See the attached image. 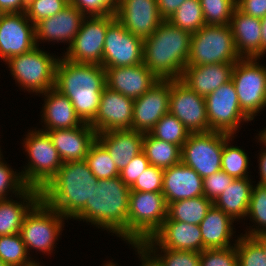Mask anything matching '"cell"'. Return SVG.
<instances>
[{"label": "cell", "instance_id": "obj_1", "mask_svg": "<svg viewBox=\"0 0 266 266\" xmlns=\"http://www.w3.org/2000/svg\"><path fill=\"white\" fill-rule=\"evenodd\" d=\"M105 87L106 72L101 65L58 60L55 89L70 99L83 122L95 118Z\"/></svg>", "mask_w": 266, "mask_h": 266}, {"label": "cell", "instance_id": "obj_2", "mask_svg": "<svg viewBox=\"0 0 266 266\" xmlns=\"http://www.w3.org/2000/svg\"><path fill=\"white\" fill-rule=\"evenodd\" d=\"M98 181L86 160L63 162L41 190V199L63 217L74 219L85 208Z\"/></svg>", "mask_w": 266, "mask_h": 266}, {"label": "cell", "instance_id": "obj_3", "mask_svg": "<svg viewBox=\"0 0 266 266\" xmlns=\"http://www.w3.org/2000/svg\"><path fill=\"white\" fill-rule=\"evenodd\" d=\"M191 35L164 20L143 41V64L159 80L180 79L188 61Z\"/></svg>", "mask_w": 266, "mask_h": 266}, {"label": "cell", "instance_id": "obj_4", "mask_svg": "<svg viewBox=\"0 0 266 266\" xmlns=\"http://www.w3.org/2000/svg\"><path fill=\"white\" fill-rule=\"evenodd\" d=\"M130 187L121 178L100 179L85 208L75 219L111 230L128 241Z\"/></svg>", "mask_w": 266, "mask_h": 266}, {"label": "cell", "instance_id": "obj_5", "mask_svg": "<svg viewBox=\"0 0 266 266\" xmlns=\"http://www.w3.org/2000/svg\"><path fill=\"white\" fill-rule=\"evenodd\" d=\"M240 59L230 25H204L191 35L186 66L236 63Z\"/></svg>", "mask_w": 266, "mask_h": 266}, {"label": "cell", "instance_id": "obj_6", "mask_svg": "<svg viewBox=\"0 0 266 266\" xmlns=\"http://www.w3.org/2000/svg\"><path fill=\"white\" fill-rule=\"evenodd\" d=\"M168 205L157 192L131 191L128 212V242L142 243L151 238L167 218Z\"/></svg>", "mask_w": 266, "mask_h": 266}, {"label": "cell", "instance_id": "obj_7", "mask_svg": "<svg viewBox=\"0 0 266 266\" xmlns=\"http://www.w3.org/2000/svg\"><path fill=\"white\" fill-rule=\"evenodd\" d=\"M28 134L24 141V147L31 162L25 171L21 172V175L28 187L42 190L57 174L63 161L48 132L35 130Z\"/></svg>", "mask_w": 266, "mask_h": 266}, {"label": "cell", "instance_id": "obj_8", "mask_svg": "<svg viewBox=\"0 0 266 266\" xmlns=\"http://www.w3.org/2000/svg\"><path fill=\"white\" fill-rule=\"evenodd\" d=\"M58 59L50 56L38 45L31 51L10 57L6 62L11 74L27 91L44 93L55 88L56 66Z\"/></svg>", "mask_w": 266, "mask_h": 266}, {"label": "cell", "instance_id": "obj_9", "mask_svg": "<svg viewBox=\"0 0 266 266\" xmlns=\"http://www.w3.org/2000/svg\"><path fill=\"white\" fill-rule=\"evenodd\" d=\"M257 60L241 58L231 75L240 108L250 120L266 106V67L259 66Z\"/></svg>", "mask_w": 266, "mask_h": 266}, {"label": "cell", "instance_id": "obj_10", "mask_svg": "<svg viewBox=\"0 0 266 266\" xmlns=\"http://www.w3.org/2000/svg\"><path fill=\"white\" fill-rule=\"evenodd\" d=\"M231 136L218 131L190 133L181 147V162L203 179L220 171L223 146Z\"/></svg>", "mask_w": 266, "mask_h": 266}, {"label": "cell", "instance_id": "obj_11", "mask_svg": "<svg viewBox=\"0 0 266 266\" xmlns=\"http://www.w3.org/2000/svg\"><path fill=\"white\" fill-rule=\"evenodd\" d=\"M64 217L42 199L26 214L19 234L28 249L51 252L60 235ZM30 247V248H29Z\"/></svg>", "mask_w": 266, "mask_h": 266}, {"label": "cell", "instance_id": "obj_12", "mask_svg": "<svg viewBox=\"0 0 266 266\" xmlns=\"http://www.w3.org/2000/svg\"><path fill=\"white\" fill-rule=\"evenodd\" d=\"M89 18L83 20L79 32L63 57L75 63L101 65L107 29L116 19L115 14Z\"/></svg>", "mask_w": 266, "mask_h": 266}, {"label": "cell", "instance_id": "obj_13", "mask_svg": "<svg viewBox=\"0 0 266 266\" xmlns=\"http://www.w3.org/2000/svg\"><path fill=\"white\" fill-rule=\"evenodd\" d=\"M210 131L233 136L241 121H251L241 110L232 80L205 97Z\"/></svg>", "mask_w": 266, "mask_h": 266}, {"label": "cell", "instance_id": "obj_14", "mask_svg": "<svg viewBox=\"0 0 266 266\" xmlns=\"http://www.w3.org/2000/svg\"><path fill=\"white\" fill-rule=\"evenodd\" d=\"M169 113L176 116L189 133L210 131L205 97L191 90L180 79L171 80Z\"/></svg>", "mask_w": 266, "mask_h": 266}, {"label": "cell", "instance_id": "obj_15", "mask_svg": "<svg viewBox=\"0 0 266 266\" xmlns=\"http://www.w3.org/2000/svg\"><path fill=\"white\" fill-rule=\"evenodd\" d=\"M143 41L115 19L107 29L101 66L126 67L143 63Z\"/></svg>", "mask_w": 266, "mask_h": 266}, {"label": "cell", "instance_id": "obj_16", "mask_svg": "<svg viewBox=\"0 0 266 266\" xmlns=\"http://www.w3.org/2000/svg\"><path fill=\"white\" fill-rule=\"evenodd\" d=\"M115 18L127 31L143 40L164 21L157 0H118Z\"/></svg>", "mask_w": 266, "mask_h": 266}, {"label": "cell", "instance_id": "obj_17", "mask_svg": "<svg viewBox=\"0 0 266 266\" xmlns=\"http://www.w3.org/2000/svg\"><path fill=\"white\" fill-rule=\"evenodd\" d=\"M29 22L31 21L25 12L2 15L0 19V57L5 62L12 56L27 53L36 47L35 26Z\"/></svg>", "mask_w": 266, "mask_h": 266}, {"label": "cell", "instance_id": "obj_18", "mask_svg": "<svg viewBox=\"0 0 266 266\" xmlns=\"http://www.w3.org/2000/svg\"><path fill=\"white\" fill-rule=\"evenodd\" d=\"M171 80H160L141 97L134 100L131 129L149 133L169 113Z\"/></svg>", "mask_w": 266, "mask_h": 266}, {"label": "cell", "instance_id": "obj_19", "mask_svg": "<svg viewBox=\"0 0 266 266\" xmlns=\"http://www.w3.org/2000/svg\"><path fill=\"white\" fill-rule=\"evenodd\" d=\"M142 244L152 254L156 253L154 249L156 245L164 249L203 251L200 226L173 220H165L161 228L151 238L143 241Z\"/></svg>", "mask_w": 266, "mask_h": 266}, {"label": "cell", "instance_id": "obj_20", "mask_svg": "<svg viewBox=\"0 0 266 266\" xmlns=\"http://www.w3.org/2000/svg\"><path fill=\"white\" fill-rule=\"evenodd\" d=\"M134 100L104 88L95 118L89 123L98 133L131 129Z\"/></svg>", "mask_w": 266, "mask_h": 266}, {"label": "cell", "instance_id": "obj_21", "mask_svg": "<svg viewBox=\"0 0 266 266\" xmlns=\"http://www.w3.org/2000/svg\"><path fill=\"white\" fill-rule=\"evenodd\" d=\"M104 69L106 72V86L133 100L141 97L160 81L143 63Z\"/></svg>", "mask_w": 266, "mask_h": 266}, {"label": "cell", "instance_id": "obj_22", "mask_svg": "<svg viewBox=\"0 0 266 266\" xmlns=\"http://www.w3.org/2000/svg\"><path fill=\"white\" fill-rule=\"evenodd\" d=\"M162 194L167 205L182 199L203 196V178L180 162L164 169Z\"/></svg>", "mask_w": 266, "mask_h": 266}, {"label": "cell", "instance_id": "obj_23", "mask_svg": "<svg viewBox=\"0 0 266 266\" xmlns=\"http://www.w3.org/2000/svg\"><path fill=\"white\" fill-rule=\"evenodd\" d=\"M63 162L85 160L97 132L89 123L76 128L47 131Z\"/></svg>", "mask_w": 266, "mask_h": 266}, {"label": "cell", "instance_id": "obj_24", "mask_svg": "<svg viewBox=\"0 0 266 266\" xmlns=\"http://www.w3.org/2000/svg\"><path fill=\"white\" fill-rule=\"evenodd\" d=\"M86 16L75 6L69 4L56 15L43 19L35 25V43L37 40H48L57 42L69 41L72 44L81 24Z\"/></svg>", "mask_w": 266, "mask_h": 266}, {"label": "cell", "instance_id": "obj_25", "mask_svg": "<svg viewBox=\"0 0 266 266\" xmlns=\"http://www.w3.org/2000/svg\"><path fill=\"white\" fill-rule=\"evenodd\" d=\"M235 63L185 66L180 80L198 95L206 97L231 80Z\"/></svg>", "mask_w": 266, "mask_h": 266}, {"label": "cell", "instance_id": "obj_26", "mask_svg": "<svg viewBox=\"0 0 266 266\" xmlns=\"http://www.w3.org/2000/svg\"><path fill=\"white\" fill-rule=\"evenodd\" d=\"M144 133L133 129L112 130L97 134V140L106 148L120 171L143 151Z\"/></svg>", "mask_w": 266, "mask_h": 266}, {"label": "cell", "instance_id": "obj_27", "mask_svg": "<svg viewBox=\"0 0 266 266\" xmlns=\"http://www.w3.org/2000/svg\"><path fill=\"white\" fill-rule=\"evenodd\" d=\"M229 25L241 58H260L262 35L260 19L247 15L236 7Z\"/></svg>", "mask_w": 266, "mask_h": 266}, {"label": "cell", "instance_id": "obj_28", "mask_svg": "<svg viewBox=\"0 0 266 266\" xmlns=\"http://www.w3.org/2000/svg\"><path fill=\"white\" fill-rule=\"evenodd\" d=\"M44 95L47 99L43 109V120L47 129L43 131L76 128L84 123L67 96L55 88L44 92Z\"/></svg>", "mask_w": 266, "mask_h": 266}, {"label": "cell", "instance_id": "obj_29", "mask_svg": "<svg viewBox=\"0 0 266 266\" xmlns=\"http://www.w3.org/2000/svg\"><path fill=\"white\" fill-rule=\"evenodd\" d=\"M22 197L23 204L11 201V199L0 200V236L14 235L20 232L24 218L30 209L41 199V190L27 187L19 198ZM27 200V201H26Z\"/></svg>", "mask_w": 266, "mask_h": 266}, {"label": "cell", "instance_id": "obj_30", "mask_svg": "<svg viewBox=\"0 0 266 266\" xmlns=\"http://www.w3.org/2000/svg\"><path fill=\"white\" fill-rule=\"evenodd\" d=\"M234 220L214 205L207 211L206 216L199 224L203 239V250L224 249L231 247V228Z\"/></svg>", "mask_w": 266, "mask_h": 266}, {"label": "cell", "instance_id": "obj_31", "mask_svg": "<svg viewBox=\"0 0 266 266\" xmlns=\"http://www.w3.org/2000/svg\"><path fill=\"white\" fill-rule=\"evenodd\" d=\"M252 187L248 177L234 179L213 205L234 220L247 216Z\"/></svg>", "mask_w": 266, "mask_h": 266}, {"label": "cell", "instance_id": "obj_32", "mask_svg": "<svg viewBox=\"0 0 266 266\" xmlns=\"http://www.w3.org/2000/svg\"><path fill=\"white\" fill-rule=\"evenodd\" d=\"M212 205L213 202L204 195L171 202L168 204L165 220L199 225Z\"/></svg>", "mask_w": 266, "mask_h": 266}, {"label": "cell", "instance_id": "obj_33", "mask_svg": "<svg viewBox=\"0 0 266 266\" xmlns=\"http://www.w3.org/2000/svg\"><path fill=\"white\" fill-rule=\"evenodd\" d=\"M143 152L149 164L162 169L181 162V147L144 133Z\"/></svg>", "mask_w": 266, "mask_h": 266}, {"label": "cell", "instance_id": "obj_34", "mask_svg": "<svg viewBox=\"0 0 266 266\" xmlns=\"http://www.w3.org/2000/svg\"><path fill=\"white\" fill-rule=\"evenodd\" d=\"M167 21L191 34L196 33L205 25L200 1L185 0Z\"/></svg>", "mask_w": 266, "mask_h": 266}, {"label": "cell", "instance_id": "obj_35", "mask_svg": "<svg viewBox=\"0 0 266 266\" xmlns=\"http://www.w3.org/2000/svg\"><path fill=\"white\" fill-rule=\"evenodd\" d=\"M86 162L97 179L118 177L120 171L106 148L96 139L86 156Z\"/></svg>", "mask_w": 266, "mask_h": 266}, {"label": "cell", "instance_id": "obj_36", "mask_svg": "<svg viewBox=\"0 0 266 266\" xmlns=\"http://www.w3.org/2000/svg\"><path fill=\"white\" fill-rule=\"evenodd\" d=\"M27 249L19 233L0 236V258L7 266H36L27 257Z\"/></svg>", "mask_w": 266, "mask_h": 266}, {"label": "cell", "instance_id": "obj_37", "mask_svg": "<svg viewBox=\"0 0 266 266\" xmlns=\"http://www.w3.org/2000/svg\"><path fill=\"white\" fill-rule=\"evenodd\" d=\"M153 137L180 147L187 141L189 131L183 123L174 115L165 114L149 132Z\"/></svg>", "mask_w": 266, "mask_h": 266}, {"label": "cell", "instance_id": "obj_38", "mask_svg": "<svg viewBox=\"0 0 266 266\" xmlns=\"http://www.w3.org/2000/svg\"><path fill=\"white\" fill-rule=\"evenodd\" d=\"M229 141L224 143L222 151L221 170L234 179L248 177L247 154L239 147L229 146Z\"/></svg>", "mask_w": 266, "mask_h": 266}, {"label": "cell", "instance_id": "obj_39", "mask_svg": "<svg viewBox=\"0 0 266 266\" xmlns=\"http://www.w3.org/2000/svg\"><path fill=\"white\" fill-rule=\"evenodd\" d=\"M205 25H229L233 10V0H199Z\"/></svg>", "mask_w": 266, "mask_h": 266}, {"label": "cell", "instance_id": "obj_40", "mask_svg": "<svg viewBox=\"0 0 266 266\" xmlns=\"http://www.w3.org/2000/svg\"><path fill=\"white\" fill-rule=\"evenodd\" d=\"M247 215H250V219L252 218L262 228H254L245 236L266 234V185L257 184L256 187H252Z\"/></svg>", "mask_w": 266, "mask_h": 266}, {"label": "cell", "instance_id": "obj_41", "mask_svg": "<svg viewBox=\"0 0 266 266\" xmlns=\"http://www.w3.org/2000/svg\"><path fill=\"white\" fill-rule=\"evenodd\" d=\"M238 266H266V256L262 247L249 236H240L236 241Z\"/></svg>", "mask_w": 266, "mask_h": 266}, {"label": "cell", "instance_id": "obj_42", "mask_svg": "<svg viewBox=\"0 0 266 266\" xmlns=\"http://www.w3.org/2000/svg\"><path fill=\"white\" fill-rule=\"evenodd\" d=\"M69 5V0H28L27 18L34 26L43 19L56 15Z\"/></svg>", "mask_w": 266, "mask_h": 266}, {"label": "cell", "instance_id": "obj_43", "mask_svg": "<svg viewBox=\"0 0 266 266\" xmlns=\"http://www.w3.org/2000/svg\"><path fill=\"white\" fill-rule=\"evenodd\" d=\"M200 266H238L236 246L203 250L200 252Z\"/></svg>", "mask_w": 266, "mask_h": 266}, {"label": "cell", "instance_id": "obj_44", "mask_svg": "<svg viewBox=\"0 0 266 266\" xmlns=\"http://www.w3.org/2000/svg\"><path fill=\"white\" fill-rule=\"evenodd\" d=\"M164 169L150 165L130 187L131 191L162 193Z\"/></svg>", "mask_w": 266, "mask_h": 266}, {"label": "cell", "instance_id": "obj_45", "mask_svg": "<svg viewBox=\"0 0 266 266\" xmlns=\"http://www.w3.org/2000/svg\"><path fill=\"white\" fill-rule=\"evenodd\" d=\"M81 13L87 16H107L115 14L118 0H69Z\"/></svg>", "mask_w": 266, "mask_h": 266}, {"label": "cell", "instance_id": "obj_46", "mask_svg": "<svg viewBox=\"0 0 266 266\" xmlns=\"http://www.w3.org/2000/svg\"><path fill=\"white\" fill-rule=\"evenodd\" d=\"M164 255L155 256L163 266H200V252L160 248Z\"/></svg>", "mask_w": 266, "mask_h": 266}, {"label": "cell", "instance_id": "obj_47", "mask_svg": "<svg viewBox=\"0 0 266 266\" xmlns=\"http://www.w3.org/2000/svg\"><path fill=\"white\" fill-rule=\"evenodd\" d=\"M1 155L0 153V200L7 199L6 192L9 190H13L14 193L16 192L15 195H18L28 187L24 183L21 173H14L12 169L1 161Z\"/></svg>", "mask_w": 266, "mask_h": 266}, {"label": "cell", "instance_id": "obj_48", "mask_svg": "<svg viewBox=\"0 0 266 266\" xmlns=\"http://www.w3.org/2000/svg\"><path fill=\"white\" fill-rule=\"evenodd\" d=\"M234 178L220 170L203 179L204 196L214 202L227 186L231 185Z\"/></svg>", "mask_w": 266, "mask_h": 266}, {"label": "cell", "instance_id": "obj_49", "mask_svg": "<svg viewBox=\"0 0 266 266\" xmlns=\"http://www.w3.org/2000/svg\"><path fill=\"white\" fill-rule=\"evenodd\" d=\"M150 166L145 153L142 151L129 162V164L120 170L119 177L129 187H131L137 178Z\"/></svg>", "mask_w": 266, "mask_h": 266}, {"label": "cell", "instance_id": "obj_50", "mask_svg": "<svg viewBox=\"0 0 266 266\" xmlns=\"http://www.w3.org/2000/svg\"><path fill=\"white\" fill-rule=\"evenodd\" d=\"M236 7L243 13L255 18L266 16V0H242Z\"/></svg>", "mask_w": 266, "mask_h": 266}, {"label": "cell", "instance_id": "obj_51", "mask_svg": "<svg viewBox=\"0 0 266 266\" xmlns=\"http://www.w3.org/2000/svg\"><path fill=\"white\" fill-rule=\"evenodd\" d=\"M185 0H157L161 17L168 20Z\"/></svg>", "mask_w": 266, "mask_h": 266}, {"label": "cell", "instance_id": "obj_52", "mask_svg": "<svg viewBox=\"0 0 266 266\" xmlns=\"http://www.w3.org/2000/svg\"><path fill=\"white\" fill-rule=\"evenodd\" d=\"M28 0H0V9L4 13L25 12Z\"/></svg>", "mask_w": 266, "mask_h": 266}, {"label": "cell", "instance_id": "obj_53", "mask_svg": "<svg viewBox=\"0 0 266 266\" xmlns=\"http://www.w3.org/2000/svg\"><path fill=\"white\" fill-rule=\"evenodd\" d=\"M132 245L137 248L138 254H141V266H163L155 256H151V252L142 243H132Z\"/></svg>", "mask_w": 266, "mask_h": 266}, {"label": "cell", "instance_id": "obj_54", "mask_svg": "<svg viewBox=\"0 0 266 266\" xmlns=\"http://www.w3.org/2000/svg\"><path fill=\"white\" fill-rule=\"evenodd\" d=\"M260 178L261 180L258 182V184H264L266 185V150L260 155Z\"/></svg>", "mask_w": 266, "mask_h": 266}, {"label": "cell", "instance_id": "obj_55", "mask_svg": "<svg viewBox=\"0 0 266 266\" xmlns=\"http://www.w3.org/2000/svg\"><path fill=\"white\" fill-rule=\"evenodd\" d=\"M261 22V56L266 52V16L260 19Z\"/></svg>", "mask_w": 266, "mask_h": 266}, {"label": "cell", "instance_id": "obj_56", "mask_svg": "<svg viewBox=\"0 0 266 266\" xmlns=\"http://www.w3.org/2000/svg\"><path fill=\"white\" fill-rule=\"evenodd\" d=\"M261 247L266 256V234H260L252 237Z\"/></svg>", "mask_w": 266, "mask_h": 266}, {"label": "cell", "instance_id": "obj_57", "mask_svg": "<svg viewBox=\"0 0 266 266\" xmlns=\"http://www.w3.org/2000/svg\"><path fill=\"white\" fill-rule=\"evenodd\" d=\"M259 136H260L259 140H261V142L264 143L266 146V129H264V131L260 133Z\"/></svg>", "mask_w": 266, "mask_h": 266}, {"label": "cell", "instance_id": "obj_58", "mask_svg": "<svg viewBox=\"0 0 266 266\" xmlns=\"http://www.w3.org/2000/svg\"><path fill=\"white\" fill-rule=\"evenodd\" d=\"M0 266H7L5 262L0 258Z\"/></svg>", "mask_w": 266, "mask_h": 266}, {"label": "cell", "instance_id": "obj_59", "mask_svg": "<svg viewBox=\"0 0 266 266\" xmlns=\"http://www.w3.org/2000/svg\"><path fill=\"white\" fill-rule=\"evenodd\" d=\"M104 266H116L114 263L109 262L108 264L104 265Z\"/></svg>", "mask_w": 266, "mask_h": 266}, {"label": "cell", "instance_id": "obj_60", "mask_svg": "<svg viewBox=\"0 0 266 266\" xmlns=\"http://www.w3.org/2000/svg\"><path fill=\"white\" fill-rule=\"evenodd\" d=\"M242 0H233L234 4L237 5Z\"/></svg>", "mask_w": 266, "mask_h": 266}, {"label": "cell", "instance_id": "obj_61", "mask_svg": "<svg viewBox=\"0 0 266 266\" xmlns=\"http://www.w3.org/2000/svg\"><path fill=\"white\" fill-rule=\"evenodd\" d=\"M3 14H4V12L0 9V19H1Z\"/></svg>", "mask_w": 266, "mask_h": 266}]
</instances>
